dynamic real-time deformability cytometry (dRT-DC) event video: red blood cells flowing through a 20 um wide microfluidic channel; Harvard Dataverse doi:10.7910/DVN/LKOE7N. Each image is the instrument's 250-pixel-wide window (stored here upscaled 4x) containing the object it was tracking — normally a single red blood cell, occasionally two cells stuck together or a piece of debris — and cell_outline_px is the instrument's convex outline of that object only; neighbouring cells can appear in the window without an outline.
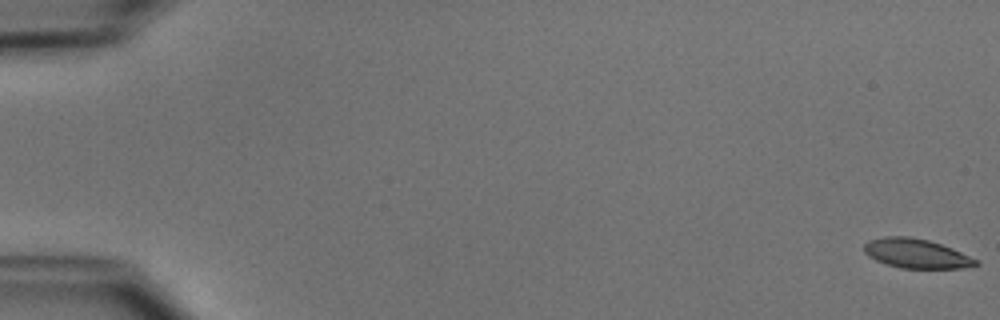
{"species": "common noctule bat (a hibernating species)", "species_latin": "Nyctalus noctula", "temperature_condition": "cold", "stored_images_in_passage": 52, "camera_frame_rate_fps": 3000, "um_per_image_px": 0.085, "animal": {"sex": "male", "body_mass_g": 15.6}, "frame": {"image": 1, "passage_image": 1, "time_ms": 0.0, "image_size_px": [1000, 320], "cell_outline_px": [[980, 264], [960, 268], [900, 268], [876, 260], [868, 256], [864, 252], [864, 244], [868, 240], [884, 236], [908, 236], [928, 240], [952, 248], [980, 260]], "centroid_in_image_um": [77.88, 21.54], "position_along_channel_um": 7.1, "area_um2": 19.13}}
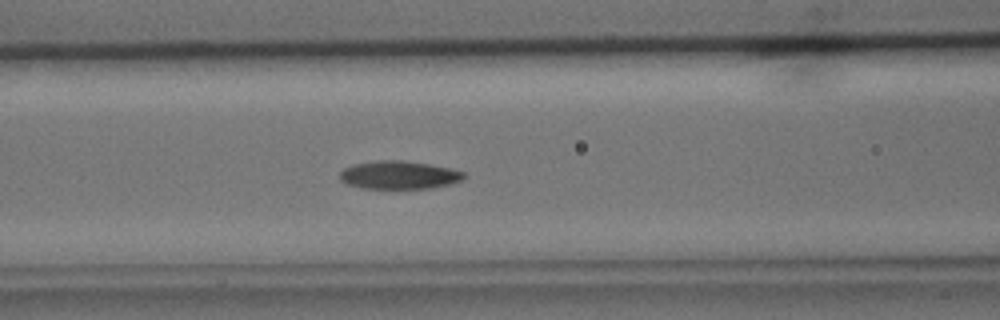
{"frame": {"image": 2, "passage_image": 23, "time_ms": 7.333, "image_size_px": [1000, 320], "cell_outline_px": [[468, 176], [464, 180], [432, 188], [360, 188], [348, 184], [340, 180], [340, 172], [344, 168], [352, 164], [376, 160], [404, 160], [452, 168], [464, 172]], "centroid_in_image_um": [33.94, 14.86], "position_along_channel_um": 132.7, "area_um2": 20.52}}
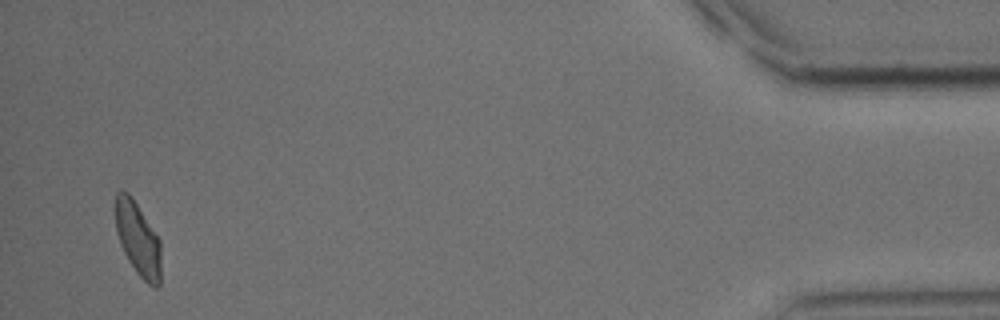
{"frame": {"image": 3, "passage_image": 51, "time_ms": 16.667, "image_size_px": [1000, 320], "cell_outline_px": [[160, 284], [156, 288], [152, 288], [136, 272], [128, 260], [120, 244], [116, 232], [116, 192], [128, 192], [132, 196], [160, 240]], "centroid_in_image_um": [11.73, 20.34], "position_along_channel_um": 423.5, "area_um2": 19.42}, "authors_computed_cell_mechanics": {"area_um2": 20.1144, "velocity_mm_per_s": 3.9112, "shape_relaxation_time_tau1_ms": 4.0305, "shape_relaxation_time_tau2_ms": 3.9856, "deformation_change_tau1": 0.1326, "deformation_change_tau2": 0.089}}